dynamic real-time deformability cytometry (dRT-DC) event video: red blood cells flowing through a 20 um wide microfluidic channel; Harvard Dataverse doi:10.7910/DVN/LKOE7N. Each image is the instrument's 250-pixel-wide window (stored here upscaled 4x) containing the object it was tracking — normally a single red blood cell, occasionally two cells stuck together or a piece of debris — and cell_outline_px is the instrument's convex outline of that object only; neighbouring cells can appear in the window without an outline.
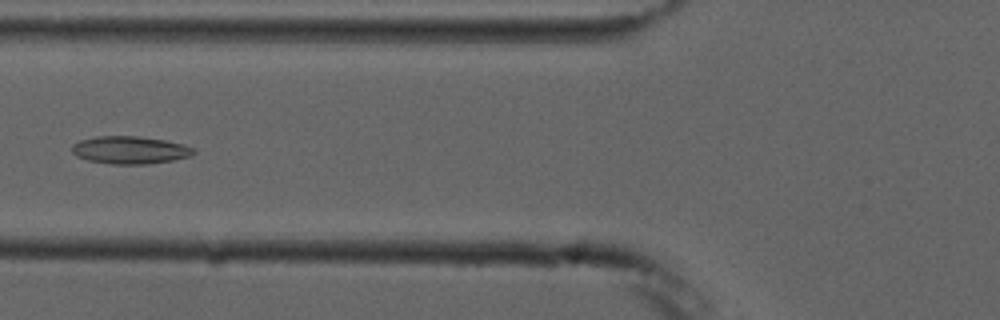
{"species": "common noctule bat (a hibernating species)", "species_latin": "Nyctalus noctula", "temperature_condition": "cold", "stored_images_in_passage": 5, "camera_frame_rate_fps": 3000, "um_per_image_px": 0.085, "animal": {"sex": "male", "forearm_length_mm": 52.5}, "frame": {"image": 1, "passage_image": 5, "time_ms": 5.0, "image_size_px": [1000, 320], "cell_outline_px": [[196, 152], [192, 156], [172, 160], [148, 164], [112, 164], [88, 160], [76, 156], [72, 152], [72, 144], [80, 140], [96, 136], [136, 136], [164, 140], [184, 144], [196, 148]], "centroid_in_image_um": [11.07, 12.75], "position_along_channel_um": 114.7, "area_um2": 19.71}}